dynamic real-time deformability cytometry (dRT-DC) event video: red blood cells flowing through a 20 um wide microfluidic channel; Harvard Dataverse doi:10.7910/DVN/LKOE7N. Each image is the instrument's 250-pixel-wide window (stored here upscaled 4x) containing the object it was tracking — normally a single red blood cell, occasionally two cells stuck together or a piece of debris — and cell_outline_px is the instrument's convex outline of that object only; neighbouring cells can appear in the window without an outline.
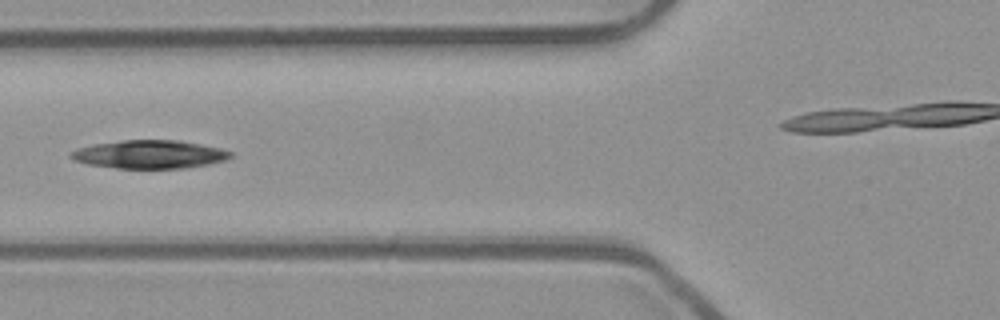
{"species": "common noctule bat (a hibernating species)", "species_latin": "Nyctalus noctula", "temperature_condition": "room temperature", "stored_images_in_passage": 14, "camera_frame_rate_fps": 3000, "um_per_image_px": 0.085, "animal": {"sex": "male", "body_mass_g": 23.1, "forearm_length_mm": 52.7}, "frame": {"image": 1, "passage_image": 5, "time_ms": 1.333, "image_size_px": [1000, 320], "cell_outline_px": [[232, 156], [224, 160], [208, 164], [188, 168], [116, 168], [88, 164], [76, 160], [68, 156], [76, 148], [92, 144], [124, 140], [176, 140], [200, 144], [220, 148], [232, 152]], "centroid_in_image_um": [12.7, 13.12], "position_along_channel_um": 113.1, "area_um2": 26.18}}
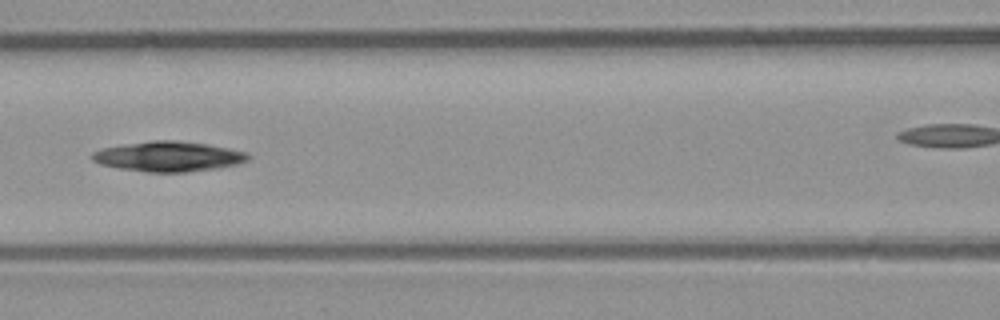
{"frame": {"image": 2, "passage_image": 8, "time_ms": 2.333, "image_size_px": [1000, 320], "cell_outline_px": [[248, 160], [236, 164], [216, 168], [184, 172], [148, 172], [120, 168], [100, 164], [92, 160], [92, 152], [104, 148], [152, 140], [176, 140], [208, 144], [248, 152]], "centroid_in_image_um": [14.33, 13.29], "position_along_channel_um": 152.3, "area_um2": 26.99}}